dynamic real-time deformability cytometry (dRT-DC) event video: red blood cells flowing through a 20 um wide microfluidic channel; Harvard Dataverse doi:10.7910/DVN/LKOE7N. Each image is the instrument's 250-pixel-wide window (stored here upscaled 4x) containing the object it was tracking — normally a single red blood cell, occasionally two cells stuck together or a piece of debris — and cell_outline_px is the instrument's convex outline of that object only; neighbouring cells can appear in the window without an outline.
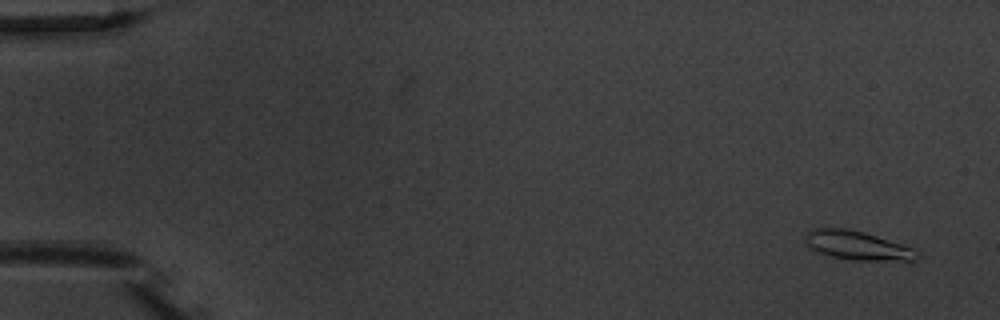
{"species": "common noctule bat (a hibernating species)", "species_latin": "Nyctalus noctula", "temperature_condition": "warm", "stored_images_in_passage": 4, "camera_frame_rate_fps": 3000, "um_per_image_px": 0.085, "animal": {"sex": "male", "body_mass_g": 20.1, "forearm_length_mm": 53.5}, "frame": {"image": 1, "passage_image": 1, "time_ms": 0.0, "image_size_px": [1000, 320], "cell_outline_px": [[924, 256], [916, 260], [852, 260], [832, 256], [808, 248], [804, 240], [804, 236], [812, 228], [844, 228], [864, 232], [916, 248]], "centroid_in_image_um": [72.93, 20.87], "position_along_channel_um": 12.1, "area_um2": 19.07}}
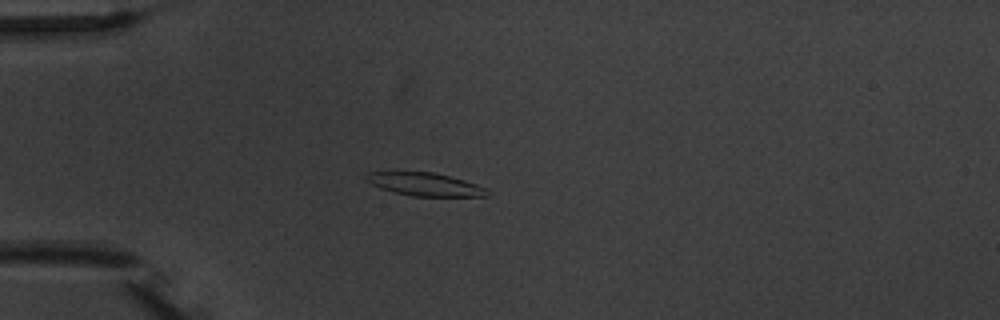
{"frame": {"image": 2, "passage_image": 4, "time_ms": 4.333, "image_size_px": [1000, 320], "cell_outline_px": [[488, 196], [412, 196], [380, 188], [364, 180], [364, 176], [368, 172], [396, 168], [432, 172], [464, 180], [488, 188]], "centroid_in_image_um": [35.99, 15.6], "position_along_channel_um": 49.0, "area_um2": 17.05}}